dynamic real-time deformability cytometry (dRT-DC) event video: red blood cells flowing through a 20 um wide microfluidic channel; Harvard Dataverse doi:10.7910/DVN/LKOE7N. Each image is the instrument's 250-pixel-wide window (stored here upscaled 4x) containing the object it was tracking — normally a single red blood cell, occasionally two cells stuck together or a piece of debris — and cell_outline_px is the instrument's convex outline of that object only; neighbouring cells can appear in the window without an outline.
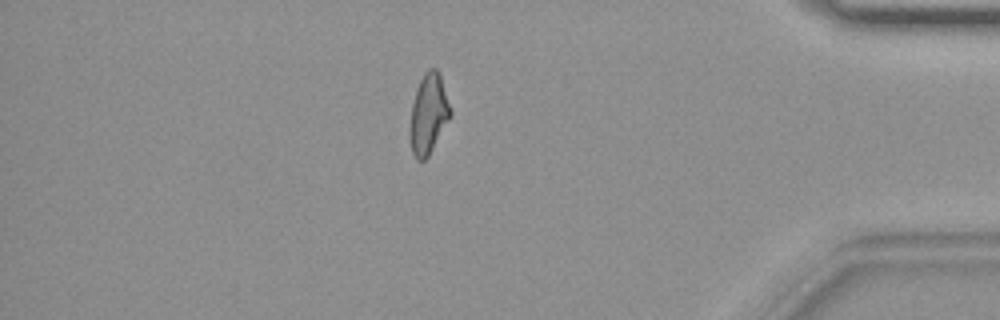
{"species": "common noctule bat (a hibernating species)", "species_latin": "Nyctalus noctula", "temperature_condition": "warm", "stored_images_in_passage": 42, "camera_frame_rate_fps": 3000, "um_per_image_px": 0.085, "animal": {"sex": "female", "body_mass_g": 19.9}, "frame": {"image": 1, "passage_image": 36, "time_ms": 11.667, "image_size_px": [1000, 320], "cell_outline_px": [[452, 116], [428, 156], [424, 160], [416, 160], [412, 152], [408, 140], [408, 128], [412, 104], [416, 88], [424, 72], [428, 68], [436, 68], [440, 72], [452, 112]], "centroid_in_image_um": [36.4, 9.69], "position_along_channel_um": 398.8, "area_um2": 19.42}}